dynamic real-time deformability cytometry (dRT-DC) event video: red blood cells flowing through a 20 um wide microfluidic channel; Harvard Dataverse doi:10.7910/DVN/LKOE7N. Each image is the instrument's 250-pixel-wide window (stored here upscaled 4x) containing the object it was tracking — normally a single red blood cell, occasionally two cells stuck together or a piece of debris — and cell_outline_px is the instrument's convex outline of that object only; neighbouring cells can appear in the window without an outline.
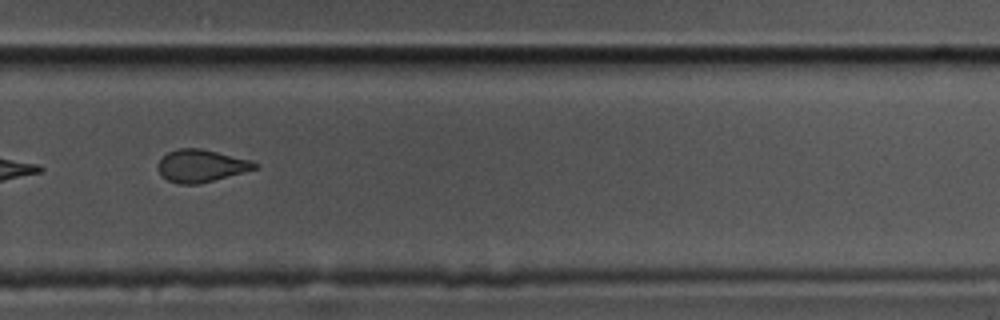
{"species": "common noctule bat (a hibernating species)", "species_latin": "Nyctalus noctula", "temperature_condition": "cold", "stored_images_in_passage": 41, "camera_frame_rate_fps": 3000, "um_per_image_px": 0.085, "animal": {"sex": "male", "body_mass_g": 17.5, "forearm_length_mm": 52.3}, "frame": {"image": 1, "passage_image": 24, "time_ms": 7.667, "image_size_px": [1000, 320], "cell_outline_px": [[260, 164], [256, 168], [244, 172], [196, 184], [180, 184], [168, 180], [160, 176], [156, 168], [160, 160], [168, 152], [176, 148], [200, 148], [252, 160]], "centroid_in_image_um": [17.07, 14.08], "position_along_channel_um": 312.7, "area_um2": 18.26}}
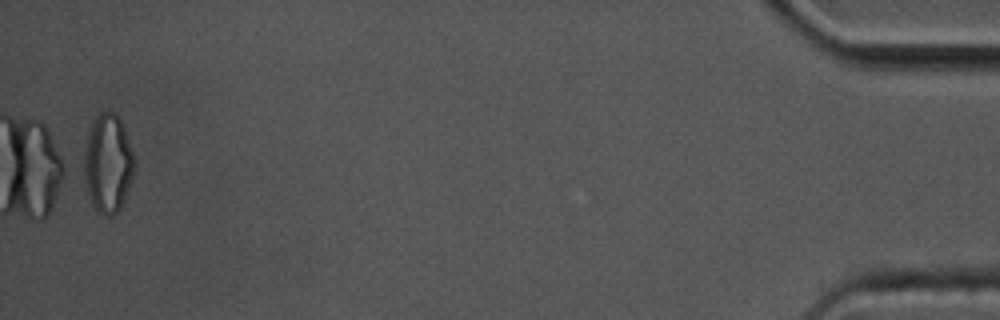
{"frame": {"image": 2, "passage_image": 41, "time_ms": 13.333, "image_size_px": [1000, 320], "cell_outline_px": [[136, 164], [128, 188], [120, 208], [116, 212], [108, 216], [104, 216], [92, 204], [76, 172], [76, 168], [92, 124], [96, 116], [100, 112], [112, 112], [120, 120], [124, 128]], "centroid_in_image_um": [9.05, 13.92], "position_along_channel_um": 426.2, "area_um2": 29.94}, "authors_computed_cell_mechanics": {"area_um2": 19.4208, "velocity_mm_per_s": 3.5757, "shape_relaxation_time_tau1_ms": 6.7998, "shape_relaxation_time_tau2_ms": 2.0525, "deformation_change_tau1": 0.1308, "deformation_change_tau2": 0.0816}}